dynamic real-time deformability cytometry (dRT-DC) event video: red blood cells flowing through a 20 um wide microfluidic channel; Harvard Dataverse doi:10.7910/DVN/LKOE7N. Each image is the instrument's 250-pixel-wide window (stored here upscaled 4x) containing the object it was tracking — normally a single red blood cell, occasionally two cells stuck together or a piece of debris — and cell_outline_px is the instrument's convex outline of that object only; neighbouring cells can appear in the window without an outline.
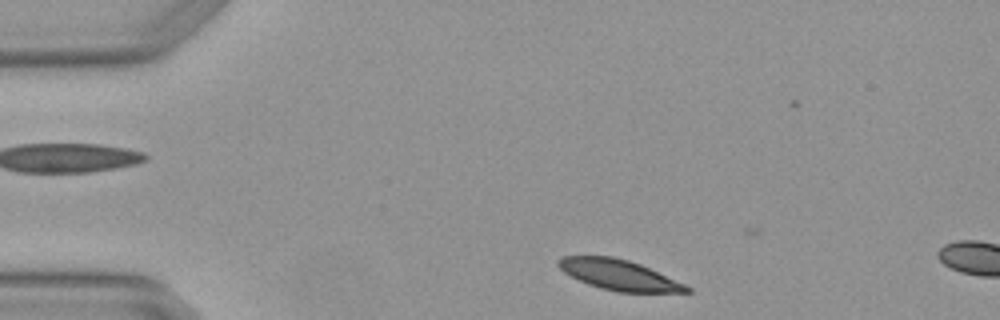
{"species": "Egyptian fruit bat (a non-hibernating species)", "species_latin": "Rousettus aegyptiacus", "temperature_condition": "warm", "stored_images_in_passage": 3, "camera_frame_rate_fps": 3000, "um_per_image_px": 0.085, "animal": {"sex": "female"}, "frame": {"image": 1, "passage_image": 2, "time_ms": 0.333, "image_size_px": [1000, 320], "cell_outline_px": [[692, 292], [616, 292], [600, 288], [588, 284], [564, 272], [556, 264], [556, 260], [560, 256], [612, 256], [628, 260], [640, 264], [684, 284], [692, 288]], "centroid_in_image_um": [52.58, 23.36], "position_along_channel_um": 32.4, "area_um2": 22.54}}